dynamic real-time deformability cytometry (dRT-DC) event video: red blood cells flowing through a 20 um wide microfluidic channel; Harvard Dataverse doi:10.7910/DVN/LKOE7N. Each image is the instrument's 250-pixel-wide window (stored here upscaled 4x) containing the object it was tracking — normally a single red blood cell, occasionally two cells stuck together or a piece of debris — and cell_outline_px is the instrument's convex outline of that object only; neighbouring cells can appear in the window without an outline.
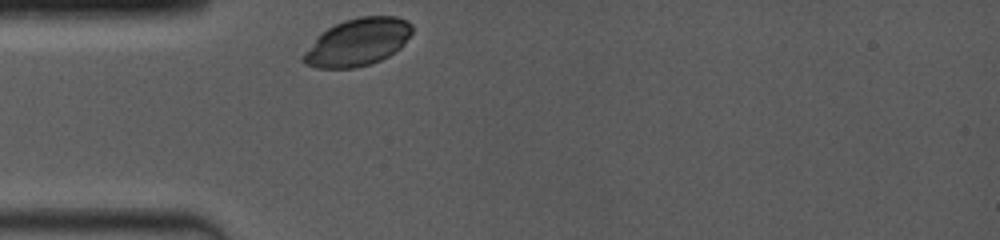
{"species": "common noctule bat (a hibernating species)", "species_latin": "Nyctalus noctula", "temperature_condition": "room temperature", "stored_images_in_passage": 9, "camera_frame_rate_fps": 4000, "um_per_image_px": 0.085, "animal": {"sex": "female", "body_mass_g": 19.0, "forearm_length_mm": 53.3}, "frame": {"image": 1, "passage_image": 1, "time_ms": 0.0, "image_size_px": [1000, 240], "cell_outline_px": [[412, 32], [400, 48], [388, 56], [372, 64], [356, 68], [316, 68], [304, 64], [300, 60], [300, 56], [320, 32], [344, 20], [360, 16], [396, 16], [408, 20], [412, 24]], "centroid_in_image_um": [30.36, 3.59], "position_along_channel_um": 54.6, "area_um2": 30.4}}
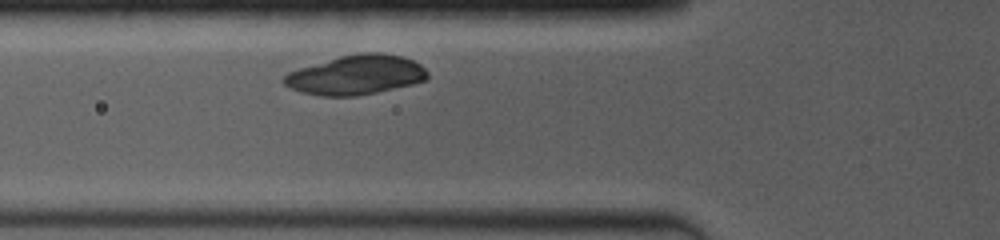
{"frame": {"image": 2, "passage_image": 4, "time_ms": 1.25, "image_size_px": [1000, 240], "cell_outline_px": [[428, 76], [424, 80], [412, 84], [376, 92], [356, 96], [320, 96], [300, 92], [284, 84], [280, 80], [288, 72], [300, 68], [340, 56], [360, 52], [380, 52], [400, 56], [412, 60], [420, 64], [428, 72]], "centroid_in_image_um": [30.23, 6.37], "position_along_channel_um": 95.6, "area_um2": 32.89}}
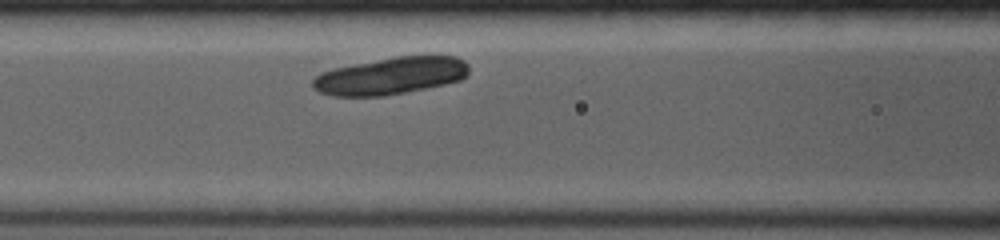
{"frame": {"image": 3, "passage_image": 7, "time_ms": 2.25, "image_size_px": [1000, 240], "cell_outline_px": [[468, 72], [460, 80], [444, 84], [384, 96], [332, 96], [320, 92], [312, 88], [312, 80], [320, 72], [332, 68], [396, 56], [456, 56], [464, 60], [468, 64]], "centroid_in_image_um": [33.17, 6.44], "position_along_channel_um": 133.4, "area_um2": 33.76}}